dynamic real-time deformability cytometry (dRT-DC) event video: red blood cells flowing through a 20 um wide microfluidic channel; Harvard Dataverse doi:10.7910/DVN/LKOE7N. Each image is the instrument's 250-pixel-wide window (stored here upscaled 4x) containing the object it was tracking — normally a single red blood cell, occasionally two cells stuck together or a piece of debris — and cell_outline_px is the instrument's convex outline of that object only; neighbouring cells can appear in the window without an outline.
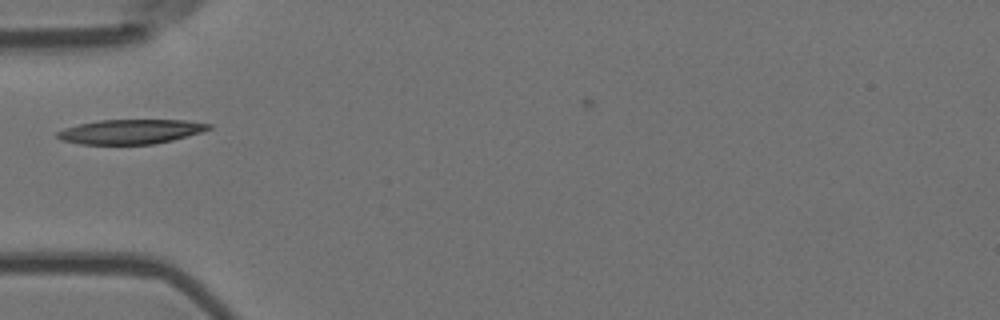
{"species": "Egyptian fruit bat (a non-hibernating species)", "species_latin": "Rousettus aegyptiacus", "temperature_condition": "room temperature", "stored_images_in_passage": 3, "camera_frame_rate_fps": 3000, "um_per_image_px": 0.085, "animal": {"sex": "female"}, "frame": {"image": 1, "passage_image": 3, "time_ms": 0.667, "image_size_px": [1000, 320], "cell_outline_px": [[212, 128], [188, 136], [156, 144], [80, 144], [60, 140], [56, 136], [56, 132], [64, 128], [80, 124], [100, 120], [184, 120], [212, 124]], "centroid_in_image_um": [11.09, 11.19], "position_along_channel_um": 73.9, "area_um2": 21.62}}